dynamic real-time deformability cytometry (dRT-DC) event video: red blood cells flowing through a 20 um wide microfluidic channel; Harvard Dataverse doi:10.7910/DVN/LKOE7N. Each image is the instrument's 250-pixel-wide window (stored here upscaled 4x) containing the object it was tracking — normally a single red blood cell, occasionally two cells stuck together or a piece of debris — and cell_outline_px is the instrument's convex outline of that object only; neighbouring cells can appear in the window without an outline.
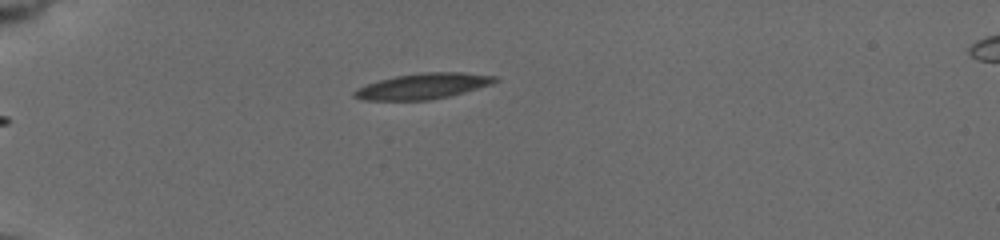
{"species": "common noctule bat (a hibernating species)", "species_latin": "Nyctalus noctula", "temperature_condition": "cold", "stored_images_in_passage": 35, "camera_frame_rate_fps": 3000, "um_per_image_px": 0.085, "animal": {"sex": "female", "body_mass_g": 19.5, "forearm_length_mm": 54.1}, "frame": {"image": 1, "passage_image": 1, "time_ms": 0.0, "image_size_px": [1000, 240], "cell_outline_px": [[500, 80], [492, 84], [464, 92], [448, 96], [428, 100], [364, 100], [352, 96], [352, 92], [356, 88], [380, 80], [396, 76], [424, 72], [464, 72], [496, 76]], "centroid_in_image_um": [35.97, 7.32], "position_along_channel_um": 49.0, "area_um2": 20.98}}
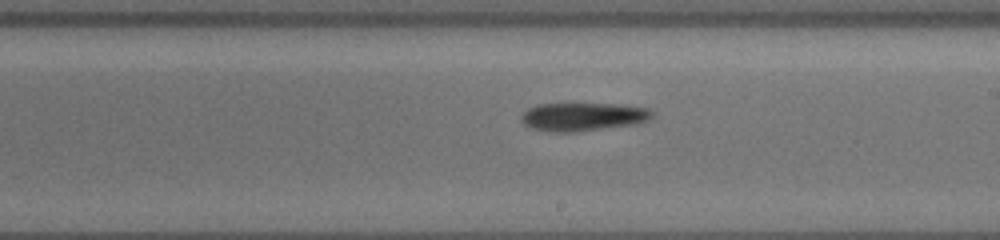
{"frame": {"image": 2, "passage_image": 19, "time_ms": 6.0, "image_size_px": [1000, 240], "cell_outline_px": [[656, 112], [648, 120], [636, 124], [572, 132], [552, 132], [532, 128], [524, 124], [520, 120], [520, 116], [528, 108], [536, 104], [616, 104], [648, 108]], "centroid_in_image_um": [49.55, 9.92], "position_along_channel_um": 239.5, "area_um2": 21.56}}
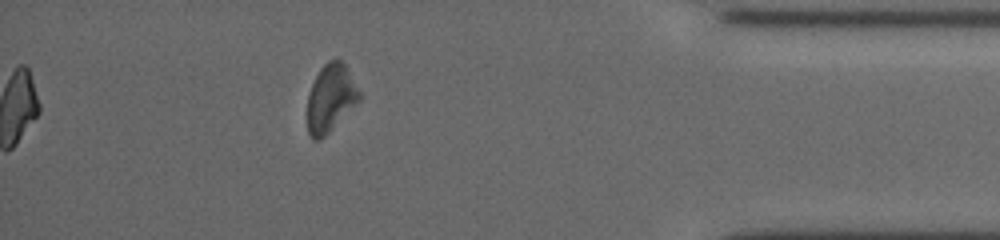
{"frame": {"image": 3, "passage_image": 35, "time_ms": 11.333, "image_size_px": [1000, 240], "cell_outline_px": [[360, 100], [320, 140], [312, 140], [308, 132], [308, 96], [312, 84], [320, 68], [328, 60], [340, 60], [344, 64], [360, 92]], "centroid_in_image_um": [28.08, 8.35], "position_along_channel_um": 407.1, "area_um2": 20.0}, "authors_computed_cell_mechanics": {"area_um2": 21.097, "velocity_mm_per_s": 3.7411, "shape_relaxation_time_tau1_ms": 3.7008, "shape_relaxation_time_tau2_ms": null, "deformation_change_tau1": 0.0868, "deformation_change_tau2": null}}